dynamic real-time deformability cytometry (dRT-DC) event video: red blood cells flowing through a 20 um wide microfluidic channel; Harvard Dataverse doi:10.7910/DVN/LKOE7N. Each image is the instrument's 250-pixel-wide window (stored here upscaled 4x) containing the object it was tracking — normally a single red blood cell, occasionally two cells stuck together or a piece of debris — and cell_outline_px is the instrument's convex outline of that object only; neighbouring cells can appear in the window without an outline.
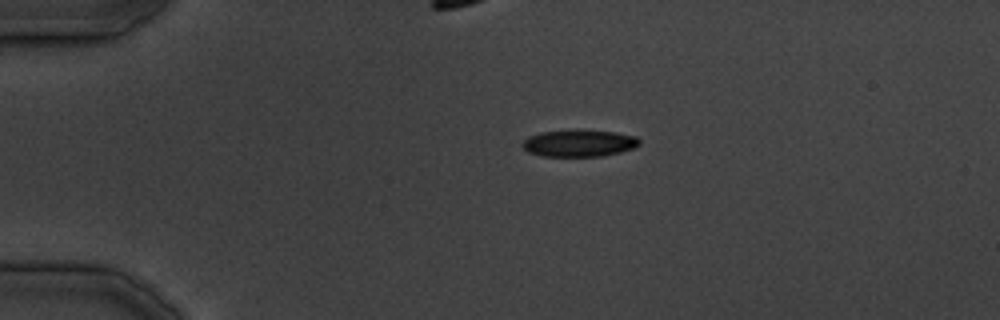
{"species": "common noctule bat (a hibernating species)", "species_latin": "Nyctalus noctula", "temperature_condition": "cold", "stored_images_in_passage": 31, "camera_frame_rate_fps": 3000, "um_per_image_px": 0.085, "animal": {"sex": "male", "body_mass_g": 19.5, "forearm_length_mm": 54.6}, "frame": {"image": 1, "passage_image": 1, "time_ms": 0.0, "image_size_px": [1000, 320], "cell_outline_px": [[640, 144], [636, 148], [604, 156], [540, 156], [528, 152], [520, 144], [528, 136], [540, 132], [576, 128], [612, 132], [636, 136], [640, 140]], "centroid_in_image_um": [49.21, 12.15], "position_along_channel_um": 35.8, "area_um2": 18.84}}
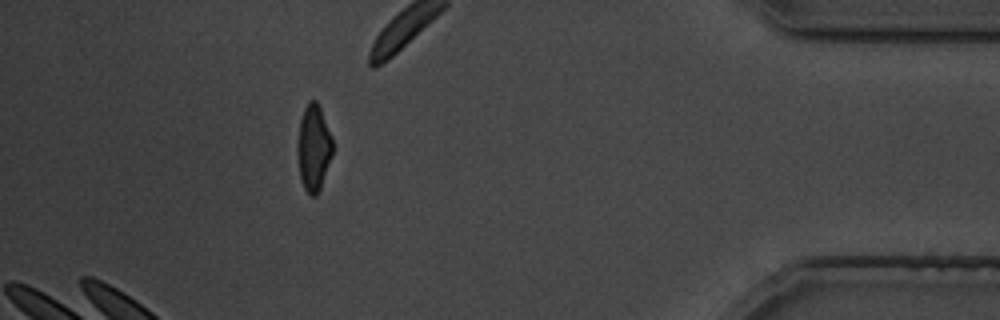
{"frame": {"image": 2, "passage_image": 27, "time_ms": 31.333, "image_size_px": [1000, 320], "cell_outline_px": [[332, 156], [320, 188], [316, 196], [312, 196], [304, 188], [300, 176], [296, 152], [296, 148], [300, 120], [304, 108], [308, 100], [316, 100], [320, 108], [332, 136]], "centroid_in_image_um": [26.64, 12.54], "position_along_channel_um": 408.6, "area_um2": 17.69}}